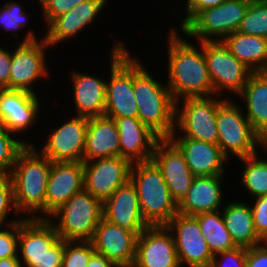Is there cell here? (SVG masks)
Listing matches in <instances>:
<instances>
[{"label":"cell","mask_w":267,"mask_h":267,"mask_svg":"<svg viewBox=\"0 0 267 267\" xmlns=\"http://www.w3.org/2000/svg\"><path fill=\"white\" fill-rule=\"evenodd\" d=\"M166 226L174 237L181 267L210 266L213 254L195 216L177 213Z\"/></svg>","instance_id":"12"},{"label":"cell","mask_w":267,"mask_h":267,"mask_svg":"<svg viewBox=\"0 0 267 267\" xmlns=\"http://www.w3.org/2000/svg\"><path fill=\"white\" fill-rule=\"evenodd\" d=\"M64 240L59 239L41 258V267H62Z\"/></svg>","instance_id":"43"},{"label":"cell","mask_w":267,"mask_h":267,"mask_svg":"<svg viewBox=\"0 0 267 267\" xmlns=\"http://www.w3.org/2000/svg\"><path fill=\"white\" fill-rule=\"evenodd\" d=\"M183 153L195 176L223 175L229 160L218 144L190 138H169ZM225 166V167H224Z\"/></svg>","instance_id":"24"},{"label":"cell","mask_w":267,"mask_h":267,"mask_svg":"<svg viewBox=\"0 0 267 267\" xmlns=\"http://www.w3.org/2000/svg\"><path fill=\"white\" fill-rule=\"evenodd\" d=\"M25 35L23 42H17V48L11 52L9 89L39 94L32 86L39 78L49 76L46 50L51 46L46 42L45 36L39 41L32 30Z\"/></svg>","instance_id":"10"},{"label":"cell","mask_w":267,"mask_h":267,"mask_svg":"<svg viewBox=\"0 0 267 267\" xmlns=\"http://www.w3.org/2000/svg\"><path fill=\"white\" fill-rule=\"evenodd\" d=\"M133 90L137 118L160 139L175 131L176 102L166 84L155 80L137 57H133Z\"/></svg>","instance_id":"3"},{"label":"cell","mask_w":267,"mask_h":267,"mask_svg":"<svg viewBox=\"0 0 267 267\" xmlns=\"http://www.w3.org/2000/svg\"><path fill=\"white\" fill-rule=\"evenodd\" d=\"M262 243L267 246V236L262 240Z\"/></svg>","instance_id":"48"},{"label":"cell","mask_w":267,"mask_h":267,"mask_svg":"<svg viewBox=\"0 0 267 267\" xmlns=\"http://www.w3.org/2000/svg\"><path fill=\"white\" fill-rule=\"evenodd\" d=\"M168 34L167 87L176 104L185 98L215 96L205 61L204 42L195 47L174 28Z\"/></svg>","instance_id":"1"},{"label":"cell","mask_w":267,"mask_h":267,"mask_svg":"<svg viewBox=\"0 0 267 267\" xmlns=\"http://www.w3.org/2000/svg\"><path fill=\"white\" fill-rule=\"evenodd\" d=\"M152 161L161 170L171 197L178 205L187 195L195 177L183 153L169 138H162L155 144Z\"/></svg>","instance_id":"15"},{"label":"cell","mask_w":267,"mask_h":267,"mask_svg":"<svg viewBox=\"0 0 267 267\" xmlns=\"http://www.w3.org/2000/svg\"><path fill=\"white\" fill-rule=\"evenodd\" d=\"M106 4L107 0H85L66 14L56 17L46 28V42L52 47L75 37L96 20Z\"/></svg>","instance_id":"23"},{"label":"cell","mask_w":267,"mask_h":267,"mask_svg":"<svg viewBox=\"0 0 267 267\" xmlns=\"http://www.w3.org/2000/svg\"><path fill=\"white\" fill-rule=\"evenodd\" d=\"M241 34L267 39V0H251L237 30Z\"/></svg>","instance_id":"33"},{"label":"cell","mask_w":267,"mask_h":267,"mask_svg":"<svg viewBox=\"0 0 267 267\" xmlns=\"http://www.w3.org/2000/svg\"><path fill=\"white\" fill-rule=\"evenodd\" d=\"M258 154L238 158L244 165L241 183L254 198L267 195V159H261Z\"/></svg>","instance_id":"32"},{"label":"cell","mask_w":267,"mask_h":267,"mask_svg":"<svg viewBox=\"0 0 267 267\" xmlns=\"http://www.w3.org/2000/svg\"><path fill=\"white\" fill-rule=\"evenodd\" d=\"M115 120L120 142V157L133 163L152 160L155 144L160 139L138 118L109 117Z\"/></svg>","instance_id":"21"},{"label":"cell","mask_w":267,"mask_h":267,"mask_svg":"<svg viewBox=\"0 0 267 267\" xmlns=\"http://www.w3.org/2000/svg\"><path fill=\"white\" fill-rule=\"evenodd\" d=\"M83 189V161L52 162L45 197V219Z\"/></svg>","instance_id":"18"},{"label":"cell","mask_w":267,"mask_h":267,"mask_svg":"<svg viewBox=\"0 0 267 267\" xmlns=\"http://www.w3.org/2000/svg\"><path fill=\"white\" fill-rule=\"evenodd\" d=\"M35 146L26 145L19 152L9 176L18 213H26L23 217L27 219H45V197L52 161Z\"/></svg>","instance_id":"2"},{"label":"cell","mask_w":267,"mask_h":267,"mask_svg":"<svg viewBox=\"0 0 267 267\" xmlns=\"http://www.w3.org/2000/svg\"><path fill=\"white\" fill-rule=\"evenodd\" d=\"M217 97L185 98L181 101L182 108L176 104V130L169 138H190L218 144L217 109L225 98ZM177 131H182L183 135L178 136Z\"/></svg>","instance_id":"9"},{"label":"cell","mask_w":267,"mask_h":267,"mask_svg":"<svg viewBox=\"0 0 267 267\" xmlns=\"http://www.w3.org/2000/svg\"><path fill=\"white\" fill-rule=\"evenodd\" d=\"M224 175L195 176L187 195L178 204V213L196 216L223 208Z\"/></svg>","instance_id":"25"},{"label":"cell","mask_w":267,"mask_h":267,"mask_svg":"<svg viewBox=\"0 0 267 267\" xmlns=\"http://www.w3.org/2000/svg\"><path fill=\"white\" fill-rule=\"evenodd\" d=\"M130 180L135 185L142 217L149 226L167 225L178 213L161 170L151 160L133 163Z\"/></svg>","instance_id":"4"},{"label":"cell","mask_w":267,"mask_h":267,"mask_svg":"<svg viewBox=\"0 0 267 267\" xmlns=\"http://www.w3.org/2000/svg\"><path fill=\"white\" fill-rule=\"evenodd\" d=\"M250 205L253 214L254 228L261 240L267 236V195L259 196Z\"/></svg>","instance_id":"41"},{"label":"cell","mask_w":267,"mask_h":267,"mask_svg":"<svg viewBox=\"0 0 267 267\" xmlns=\"http://www.w3.org/2000/svg\"><path fill=\"white\" fill-rule=\"evenodd\" d=\"M222 42L253 73L267 72L266 38L236 31L226 36Z\"/></svg>","instance_id":"30"},{"label":"cell","mask_w":267,"mask_h":267,"mask_svg":"<svg viewBox=\"0 0 267 267\" xmlns=\"http://www.w3.org/2000/svg\"><path fill=\"white\" fill-rule=\"evenodd\" d=\"M246 255L247 248L237 246L214 255L209 267H246Z\"/></svg>","instance_id":"40"},{"label":"cell","mask_w":267,"mask_h":267,"mask_svg":"<svg viewBox=\"0 0 267 267\" xmlns=\"http://www.w3.org/2000/svg\"><path fill=\"white\" fill-rule=\"evenodd\" d=\"M225 97L217 109L218 146L229 159L248 157L261 147L267 153V143L252 128L239 104Z\"/></svg>","instance_id":"5"},{"label":"cell","mask_w":267,"mask_h":267,"mask_svg":"<svg viewBox=\"0 0 267 267\" xmlns=\"http://www.w3.org/2000/svg\"><path fill=\"white\" fill-rule=\"evenodd\" d=\"M221 214L225 226L237 246L249 248L262 244V240L255 231L253 214L248 203L238 200L230 201L223 205Z\"/></svg>","instance_id":"29"},{"label":"cell","mask_w":267,"mask_h":267,"mask_svg":"<svg viewBox=\"0 0 267 267\" xmlns=\"http://www.w3.org/2000/svg\"><path fill=\"white\" fill-rule=\"evenodd\" d=\"M111 48L109 79L106 82L104 116L137 118V102L133 90V57L122 41Z\"/></svg>","instance_id":"7"},{"label":"cell","mask_w":267,"mask_h":267,"mask_svg":"<svg viewBox=\"0 0 267 267\" xmlns=\"http://www.w3.org/2000/svg\"><path fill=\"white\" fill-rule=\"evenodd\" d=\"M7 227L0 228V259L18 257L19 222Z\"/></svg>","instance_id":"39"},{"label":"cell","mask_w":267,"mask_h":267,"mask_svg":"<svg viewBox=\"0 0 267 267\" xmlns=\"http://www.w3.org/2000/svg\"><path fill=\"white\" fill-rule=\"evenodd\" d=\"M95 253L91 241H65L62 267H87Z\"/></svg>","instance_id":"35"},{"label":"cell","mask_w":267,"mask_h":267,"mask_svg":"<svg viewBox=\"0 0 267 267\" xmlns=\"http://www.w3.org/2000/svg\"><path fill=\"white\" fill-rule=\"evenodd\" d=\"M246 105V118L267 143V72L252 73L238 94Z\"/></svg>","instance_id":"28"},{"label":"cell","mask_w":267,"mask_h":267,"mask_svg":"<svg viewBox=\"0 0 267 267\" xmlns=\"http://www.w3.org/2000/svg\"><path fill=\"white\" fill-rule=\"evenodd\" d=\"M195 217L213 256L237 247L225 226L221 210L201 213Z\"/></svg>","instance_id":"31"},{"label":"cell","mask_w":267,"mask_h":267,"mask_svg":"<svg viewBox=\"0 0 267 267\" xmlns=\"http://www.w3.org/2000/svg\"><path fill=\"white\" fill-rule=\"evenodd\" d=\"M88 118L72 116L49 132L47 142L40 152L52 162L83 161Z\"/></svg>","instance_id":"17"},{"label":"cell","mask_w":267,"mask_h":267,"mask_svg":"<svg viewBox=\"0 0 267 267\" xmlns=\"http://www.w3.org/2000/svg\"><path fill=\"white\" fill-rule=\"evenodd\" d=\"M204 55L215 95L223 90L238 95L253 72L222 41H204Z\"/></svg>","instance_id":"11"},{"label":"cell","mask_w":267,"mask_h":267,"mask_svg":"<svg viewBox=\"0 0 267 267\" xmlns=\"http://www.w3.org/2000/svg\"><path fill=\"white\" fill-rule=\"evenodd\" d=\"M83 163L84 189L102 202L130 180L132 163L120 156Z\"/></svg>","instance_id":"13"},{"label":"cell","mask_w":267,"mask_h":267,"mask_svg":"<svg viewBox=\"0 0 267 267\" xmlns=\"http://www.w3.org/2000/svg\"><path fill=\"white\" fill-rule=\"evenodd\" d=\"M138 234L102 218L91 240L95 252L104 255L117 267H132Z\"/></svg>","instance_id":"16"},{"label":"cell","mask_w":267,"mask_h":267,"mask_svg":"<svg viewBox=\"0 0 267 267\" xmlns=\"http://www.w3.org/2000/svg\"><path fill=\"white\" fill-rule=\"evenodd\" d=\"M226 0H186L185 16L181 20L180 30H182L200 11L220 5Z\"/></svg>","instance_id":"42"},{"label":"cell","mask_w":267,"mask_h":267,"mask_svg":"<svg viewBox=\"0 0 267 267\" xmlns=\"http://www.w3.org/2000/svg\"><path fill=\"white\" fill-rule=\"evenodd\" d=\"M120 156L118 127L114 119L99 116L88 118L83 162Z\"/></svg>","instance_id":"26"},{"label":"cell","mask_w":267,"mask_h":267,"mask_svg":"<svg viewBox=\"0 0 267 267\" xmlns=\"http://www.w3.org/2000/svg\"><path fill=\"white\" fill-rule=\"evenodd\" d=\"M85 0H38L43 10L46 27L58 16L66 14Z\"/></svg>","instance_id":"38"},{"label":"cell","mask_w":267,"mask_h":267,"mask_svg":"<svg viewBox=\"0 0 267 267\" xmlns=\"http://www.w3.org/2000/svg\"><path fill=\"white\" fill-rule=\"evenodd\" d=\"M10 209H13L14 215H19L17 208L15 206L14 202V193H13V185L10 176H3L0 177V228L4 226L5 227L19 222L21 219L16 217V220L13 219L8 222L7 217L10 214ZM7 222H6V221ZM4 222V223H3ZM8 223V224H7Z\"/></svg>","instance_id":"37"},{"label":"cell","mask_w":267,"mask_h":267,"mask_svg":"<svg viewBox=\"0 0 267 267\" xmlns=\"http://www.w3.org/2000/svg\"><path fill=\"white\" fill-rule=\"evenodd\" d=\"M23 6L17 1L12 0L4 4L0 8V25L7 31H13L14 38H18L15 34L16 31L26 26L27 21H29V15L23 11Z\"/></svg>","instance_id":"36"},{"label":"cell","mask_w":267,"mask_h":267,"mask_svg":"<svg viewBox=\"0 0 267 267\" xmlns=\"http://www.w3.org/2000/svg\"><path fill=\"white\" fill-rule=\"evenodd\" d=\"M60 239L48 219L19 221L18 258L22 267H41V258Z\"/></svg>","instance_id":"19"},{"label":"cell","mask_w":267,"mask_h":267,"mask_svg":"<svg viewBox=\"0 0 267 267\" xmlns=\"http://www.w3.org/2000/svg\"><path fill=\"white\" fill-rule=\"evenodd\" d=\"M250 1L226 0L215 7L203 9L180 32L197 38L198 42L222 41L239 29Z\"/></svg>","instance_id":"8"},{"label":"cell","mask_w":267,"mask_h":267,"mask_svg":"<svg viewBox=\"0 0 267 267\" xmlns=\"http://www.w3.org/2000/svg\"><path fill=\"white\" fill-rule=\"evenodd\" d=\"M132 267H181L174 237L166 225L148 226L138 235Z\"/></svg>","instance_id":"14"},{"label":"cell","mask_w":267,"mask_h":267,"mask_svg":"<svg viewBox=\"0 0 267 267\" xmlns=\"http://www.w3.org/2000/svg\"><path fill=\"white\" fill-rule=\"evenodd\" d=\"M103 218L138 235L149 226L142 217L137 190L131 180L103 202Z\"/></svg>","instance_id":"22"},{"label":"cell","mask_w":267,"mask_h":267,"mask_svg":"<svg viewBox=\"0 0 267 267\" xmlns=\"http://www.w3.org/2000/svg\"><path fill=\"white\" fill-rule=\"evenodd\" d=\"M38 97L24 90L0 89V125L14 136L36 125L40 112Z\"/></svg>","instance_id":"20"},{"label":"cell","mask_w":267,"mask_h":267,"mask_svg":"<svg viewBox=\"0 0 267 267\" xmlns=\"http://www.w3.org/2000/svg\"><path fill=\"white\" fill-rule=\"evenodd\" d=\"M11 51L0 47V89H9Z\"/></svg>","instance_id":"45"},{"label":"cell","mask_w":267,"mask_h":267,"mask_svg":"<svg viewBox=\"0 0 267 267\" xmlns=\"http://www.w3.org/2000/svg\"><path fill=\"white\" fill-rule=\"evenodd\" d=\"M87 267H117L113 262L108 260L104 255L95 252L89 260Z\"/></svg>","instance_id":"46"},{"label":"cell","mask_w":267,"mask_h":267,"mask_svg":"<svg viewBox=\"0 0 267 267\" xmlns=\"http://www.w3.org/2000/svg\"><path fill=\"white\" fill-rule=\"evenodd\" d=\"M13 137L12 133L0 125V177L8 176L19 152L26 145H32L27 140L20 141Z\"/></svg>","instance_id":"34"},{"label":"cell","mask_w":267,"mask_h":267,"mask_svg":"<svg viewBox=\"0 0 267 267\" xmlns=\"http://www.w3.org/2000/svg\"><path fill=\"white\" fill-rule=\"evenodd\" d=\"M102 218L103 202L83 189L53 212L48 220L65 241H91Z\"/></svg>","instance_id":"6"},{"label":"cell","mask_w":267,"mask_h":267,"mask_svg":"<svg viewBox=\"0 0 267 267\" xmlns=\"http://www.w3.org/2000/svg\"><path fill=\"white\" fill-rule=\"evenodd\" d=\"M0 267H22L18 257H9L0 259Z\"/></svg>","instance_id":"47"},{"label":"cell","mask_w":267,"mask_h":267,"mask_svg":"<svg viewBox=\"0 0 267 267\" xmlns=\"http://www.w3.org/2000/svg\"><path fill=\"white\" fill-rule=\"evenodd\" d=\"M246 267H267V246L263 243L247 248Z\"/></svg>","instance_id":"44"},{"label":"cell","mask_w":267,"mask_h":267,"mask_svg":"<svg viewBox=\"0 0 267 267\" xmlns=\"http://www.w3.org/2000/svg\"><path fill=\"white\" fill-rule=\"evenodd\" d=\"M71 74L76 115L86 118L104 116L107 80L78 71Z\"/></svg>","instance_id":"27"}]
</instances>
